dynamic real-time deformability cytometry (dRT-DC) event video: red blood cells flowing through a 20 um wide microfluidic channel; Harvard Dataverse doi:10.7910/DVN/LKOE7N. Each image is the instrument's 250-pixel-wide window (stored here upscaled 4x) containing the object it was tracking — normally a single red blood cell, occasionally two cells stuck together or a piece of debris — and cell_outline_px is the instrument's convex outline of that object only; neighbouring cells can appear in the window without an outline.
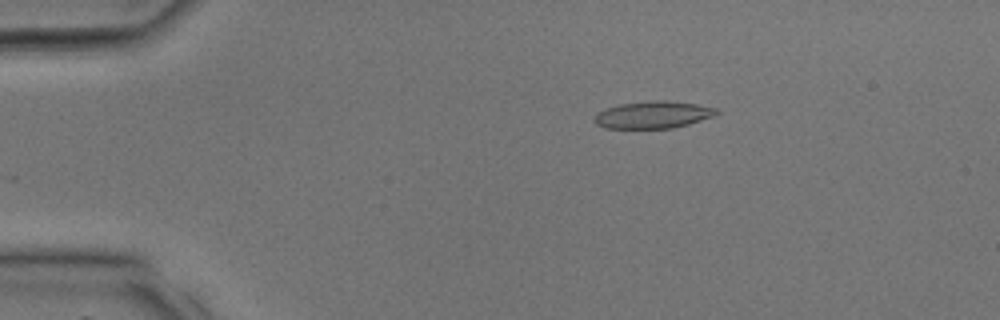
{"species": "common noctule bat (a hibernating species)", "species_latin": "Nyctalus noctula", "temperature_condition": "room temperature", "stored_images_in_passage": 35, "camera_frame_rate_fps": 3000, "um_per_image_px": 0.085, "animal": {"sex": "male", "body_mass_g": 17.9, "forearm_length_mm": 54.2}, "frame": {"image": 1, "passage_image": 7, "time_ms": 2.0, "image_size_px": [1000, 320], "cell_outline_px": [[720, 112], [716, 116], [688, 124], [672, 128], [604, 128], [596, 124], [596, 112], [620, 104], [648, 100], [668, 100], [696, 104], [716, 108]], "centroid_in_image_um": [55.55, 9.75], "position_along_channel_um": 29.4, "area_um2": 19.36}}
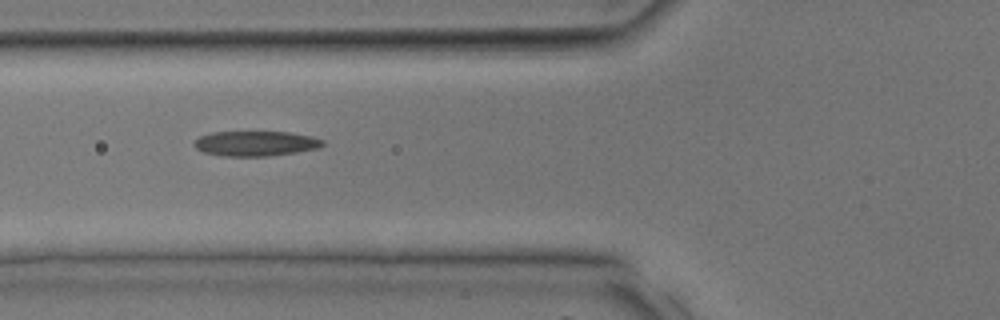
{"frame": {"image": 2, "passage_image": 14, "time_ms": 4.333, "image_size_px": [1000, 320], "cell_outline_px": [[324, 144], [320, 148], [296, 152], [268, 156], [224, 156], [204, 152], [196, 148], [192, 144], [200, 136], [212, 132], [288, 132], [312, 136], [324, 140]], "centroid_in_image_um": [21.75, 12.19], "position_along_channel_um": 104.1, "area_um2": 18.73}}
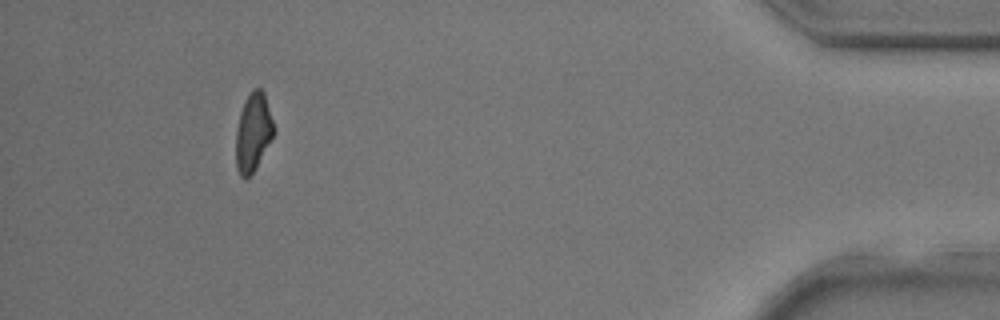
{"frame": {"image": 3, "passage_image": 33, "time_ms": 10.667, "image_size_px": [1000, 320], "cell_outline_px": [[276, 132], [252, 172], [248, 176], [240, 176], [236, 168], [236, 128], [240, 112], [244, 100], [248, 92], [252, 88], [260, 88], [264, 92], [276, 128]], "centroid_in_image_um": [21.53, 11.16], "position_along_channel_um": 413.7, "area_um2": 17.4}}